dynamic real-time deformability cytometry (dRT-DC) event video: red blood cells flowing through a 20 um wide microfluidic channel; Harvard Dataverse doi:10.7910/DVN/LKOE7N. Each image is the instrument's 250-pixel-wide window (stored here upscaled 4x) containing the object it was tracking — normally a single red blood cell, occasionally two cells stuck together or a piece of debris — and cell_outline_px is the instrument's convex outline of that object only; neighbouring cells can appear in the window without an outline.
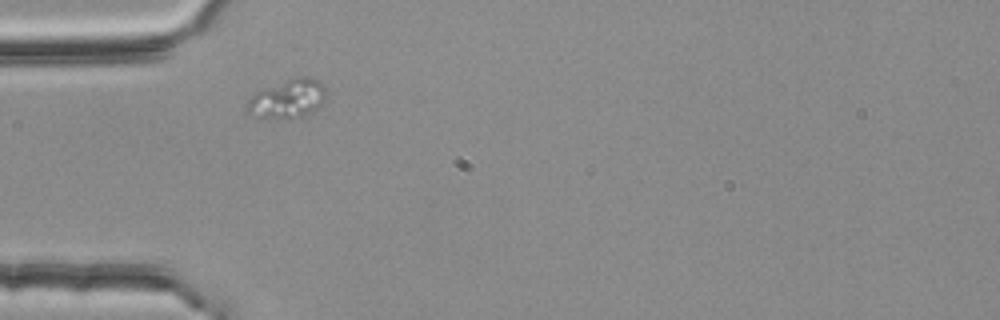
{"species": "common noctule bat (a hibernating species)", "species_latin": "Nyctalus noctula", "temperature_condition": "room temperature", "stored_images_in_passage": 41, "camera_frame_rate_fps": 3000, "um_per_image_px": 0.085, "animal": {"sex": "female", "body_mass_g": 25.1}, "frame": {"image": 1, "passage_image": 1, "time_ms": 0.0, "image_size_px": [1000, 320], "cell_outline_px": [[328, 92], [320, 104], [316, 108], [300, 116], [288, 120], [256, 120], [248, 116], [248, 100], [256, 92], [264, 88], [296, 76], [312, 76], [320, 80], [324, 84]], "centroid_in_image_um": [24.41, 8.42], "position_along_channel_um": 60.6, "area_um2": 18.55}}